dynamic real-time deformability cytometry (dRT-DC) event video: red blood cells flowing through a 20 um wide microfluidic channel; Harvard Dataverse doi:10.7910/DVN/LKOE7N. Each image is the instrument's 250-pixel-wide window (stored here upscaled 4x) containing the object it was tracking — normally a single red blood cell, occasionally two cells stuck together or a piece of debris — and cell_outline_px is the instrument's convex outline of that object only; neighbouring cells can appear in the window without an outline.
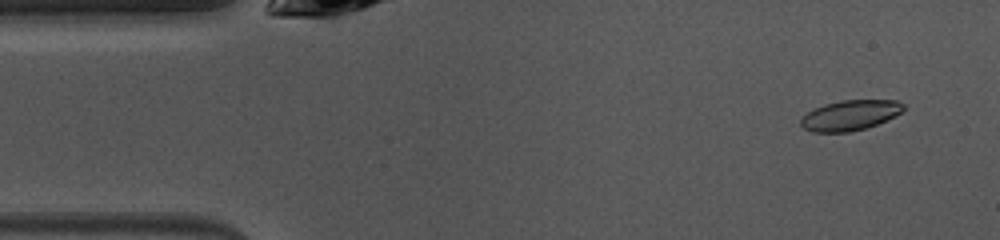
{"species": "common noctule bat (a hibernating species)", "species_latin": "Nyctalus noctula", "temperature_condition": "warm", "stored_images_in_passage": 47, "camera_frame_rate_fps": 3000, "um_per_image_px": 0.085, "animal": {"sex": "female", "body_mass_g": 10.0, "forearm_length_mm": 53.1}, "frame": {"image": 1, "passage_image": 3, "time_ms": 0.667, "image_size_px": [1000, 240], "cell_outline_px": [[904, 108], [900, 112], [876, 124], [864, 128], [848, 132], [812, 132], [804, 128], [800, 124], [800, 120], [808, 112], [824, 104], [840, 100], [896, 100], [904, 104]], "centroid_in_image_um": [72.22, 9.79], "position_along_channel_um": 12.8, "area_um2": 17.74}}
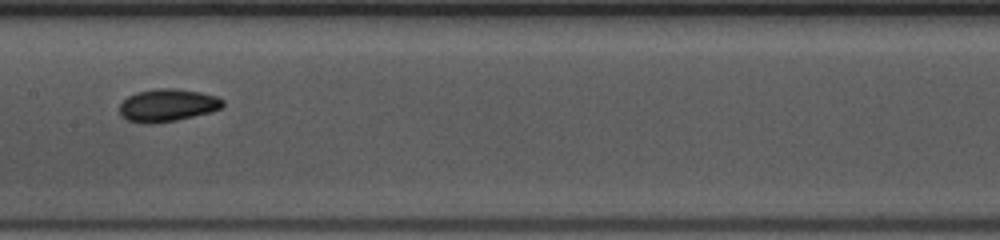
{"frame": {"image": 2, "passage_image": 22, "time_ms": 7.0, "image_size_px": [1000, 240], "cell_outline_px": [[224, 104], [220, 108], [208, 112], [176, 120], [152, 124], [144, 124], [128, 120], [120, 116], [120, 104], [128, 96], [136, 92], [156, 88], [176, 88], [200, 92], [216, 96], [224, 100]], "centroid_in_image_um": [14.2, 8.94], "position_along_channel_um": 193.2, "area_um2": 19.59}}
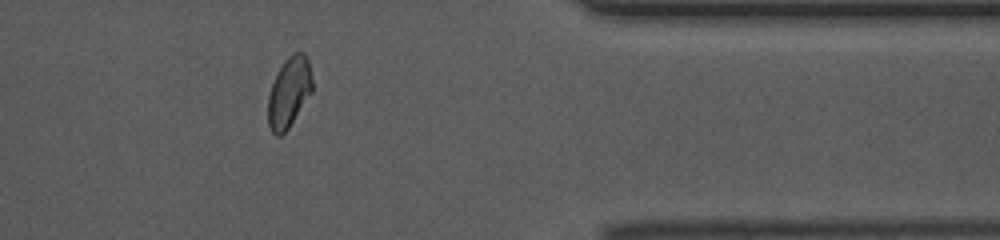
{"frame": {"image": 3, "passage_image": 38, "time_ms": 12.333, "image_size_px": [1000, 240], "cell_outline_px": [[312, 92], [288, 128], [280, 136], [276, 136], [272, 132], [268, 124], [268, 96], [276, 72], [284, 60], [292, 52], [304, 52], [308, 60], [312, 80]], "centroid_in_image_um": [24.56, 7.82], "position_along_channel_um": 386.8, "area_um2": 18.15}, "authors_computed_cell_mechanics": {"area_um2": 18.4382, "velocity_mm_per_s": 4.0557, "shape_relaxation_time_tau1_ms": 4.0163, "shape_relaxation_time_tau2_ms": 2.2625, "deformation_change_tau1": 0.1383, "deformation_change_tau2": 0.0668}}